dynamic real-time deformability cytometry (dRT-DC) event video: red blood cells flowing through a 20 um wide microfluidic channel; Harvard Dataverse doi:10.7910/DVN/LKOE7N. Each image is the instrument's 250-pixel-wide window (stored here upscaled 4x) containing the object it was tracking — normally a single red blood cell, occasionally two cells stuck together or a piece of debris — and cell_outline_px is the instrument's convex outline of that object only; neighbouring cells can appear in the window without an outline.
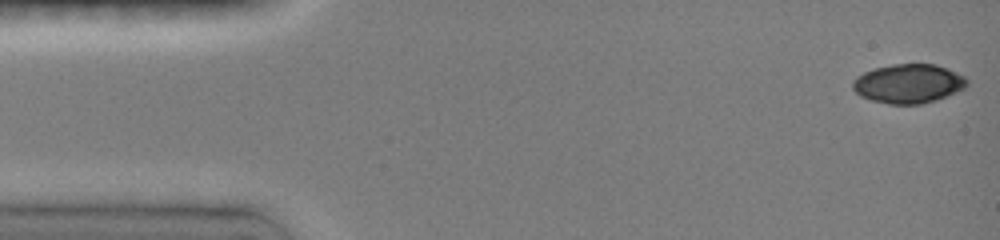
{"species": "common noctule bat (a hibernating species)", "species_latin": "Nyctalus noctula", "temperature_condition": "room temperature", "stored_images_in_passage": 15, "camera_frame_rate_fps": 3000, "um_per_image_px": 0.085, "animal": {"sex": "female", "body_mass_g": 19.0, "forearm_length_mm": 51.5}, "frame": {"image": 1, "passage_image": 1, "time_ms": 0.0, "image_size_px": [1000, 240], "cell_outline_px": [[968, 84], [964, 88], [936, 100], [920, 104], [888, 104], [872, 100], [860, 96], [852, 88], [852, 80], [856, 76], [864, 72], [876, 68], [892, 64], [936, 64], [964, 76], [968, 80]], "centroid_in_image_um": [77.19, 7.11], "position_along_channel_um": 7.8, "area_um2": 25.95}}
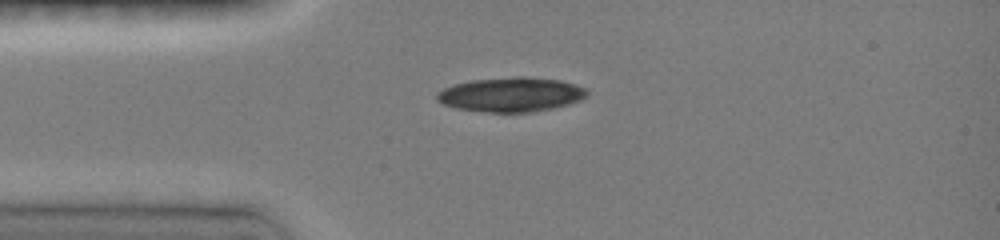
{"frame": {"image": 2, "passage_image": 11, "time_ms": 3.333, "image_size_px": [1000, 240], "cell_outline_px": [[588, 96], [580, 100], [568, 104], [552, 108], [528, 112], [488, 112], [456, 108], [444, 104], [436, 100], [436, 92], [452, 84], [472, 80], [516, 76], [524, 76], [560, 80], [576, 84], [584, 88], [588, 92]], "centroid_in_image_um": [43.42, 8.02], "position_along_channel_um": 41.6, "area_um2": 30.17}}